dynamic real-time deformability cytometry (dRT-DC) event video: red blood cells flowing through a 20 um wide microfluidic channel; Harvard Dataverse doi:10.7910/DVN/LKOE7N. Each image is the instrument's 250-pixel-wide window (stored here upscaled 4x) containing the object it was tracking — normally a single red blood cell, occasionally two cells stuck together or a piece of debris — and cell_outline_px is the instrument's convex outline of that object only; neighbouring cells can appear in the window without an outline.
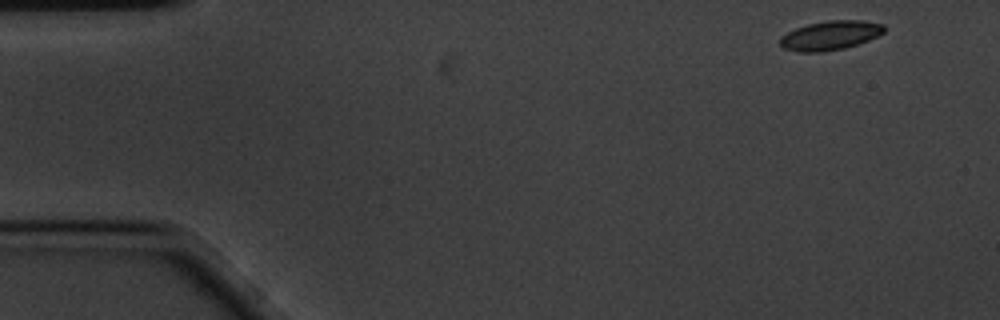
{"species": "common noctule bat (a hibernating species)", "species_latin": "Nyctalus noctula", "temperature_condition": "cold", "stored_images_in_passage": 55, "camera_frame_rate_fps": 3000, "um_per_image_px": 0.085, "animal": {"sex": "male", "body_mass_g": 20.1, "forearm_length_mm": 53.5}, "frame": {"image": 1, "passage_image": 1, "time_ms": 0.0, "image_size_px": [1000, 320], "cell_outline_px": [[884, 32], [868, 40], [844, 48], [824, 52], [800, 52], [784, 48], [780, 44], [780, 36], [796, 28], [808, 24], [828, 20], [864, 20], [884, 24]], "centroid_in_image_um": [70.57, 3.0], "position_along_channel_um": 14.4, "area_um2": 17.63}}
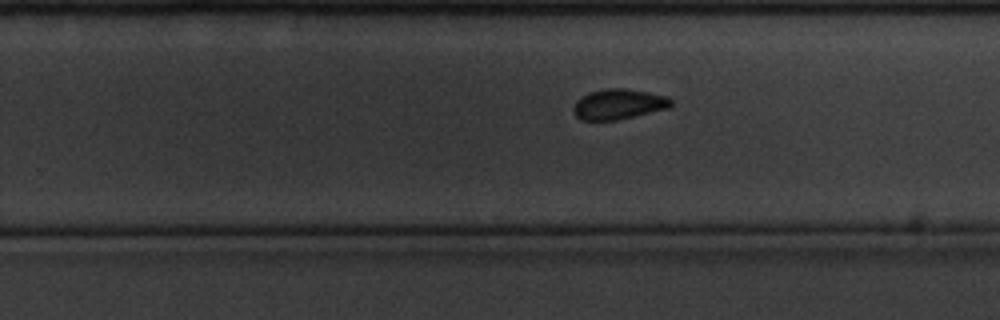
{"frame": {"image": 2, "passage_image": 33, "time_ms": 10.667, "image_size_px": [1000, 320], "cell_outline_px": [[672, 104], [668, 108], [616, 120], [580, 120], [576, 116], [572, 108], [576, 100], [580, 96], [588, 92], [604, 88], [624, 88], [648, 92], [668, 96], [672, 100]], "centroid_in_image_um": [52.54, 8.84], "position_along_channel_um": 277.3, "area_um2": 17.34}}
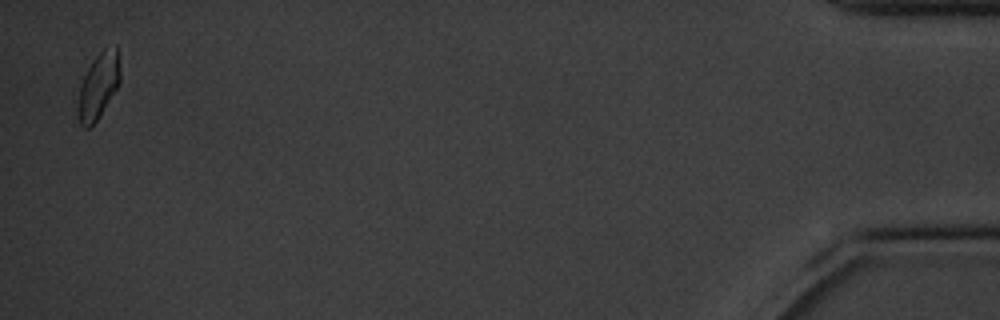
{"frame": {"image": 3, "passage_image": 54, "time_ms": 17.667, "image_size_px": [1000, 320], "cell_outline_px": [[120, 84], [92, 128], [84, 128], [80, 124], [76, 108], [80, 84], [92, 60], [104, 48], [116, 44], [120, 72]], "centroid_in_image_um": [8.35, 7.34], "position_along_channel_um": 426.8, "area_um2": 16.47}, "authors_computed_cell_mechanics": {"area_um2": 17.34, "velocity_mm_per_s": 3.4156, "shape_relaxation_time_tau1_ms": 3.5961, "shape_relaxation_time_tau2_ms": 2.2388, "deformation_change_tau1": 0.1, "deformation_change_tau2": 0.0706}}